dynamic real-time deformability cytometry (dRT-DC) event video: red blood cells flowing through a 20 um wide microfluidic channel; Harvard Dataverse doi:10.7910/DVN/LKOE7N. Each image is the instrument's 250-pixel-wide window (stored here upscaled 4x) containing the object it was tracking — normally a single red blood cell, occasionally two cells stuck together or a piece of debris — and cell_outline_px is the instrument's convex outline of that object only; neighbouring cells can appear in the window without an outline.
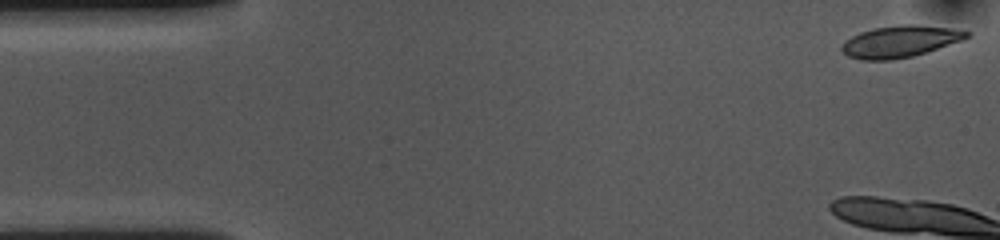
{"species": "common noctule bat (a hibernating species)", "species_latin": "Nyctalus noctula", "temperature_condition": "cold", "stored_images_in_passage": 12, "camera_frame_rate_fps": 3000, "um_per_image_px": 0.085, "animal": {"sex": "female", "body_mass_g": 10.0, "forearm_length_mm": 53.1}, "frame": {"image": 1, "passage_image": 1, "time_ms": 0.0, "image_size_px": [1000, 240], "cell_outline_px": [[972, 36], [912, 56], [892, 60], [860, 60], [848, 56], [840, 48], [852, 36], [860, 32], [876, 28], [900, 24], [916, 24], [948, 28], [972, 32]], "centroid_in_image_um": [76.5, 3.52], "position_along_channel_um": 8.5, "area_um2": 22.66}}